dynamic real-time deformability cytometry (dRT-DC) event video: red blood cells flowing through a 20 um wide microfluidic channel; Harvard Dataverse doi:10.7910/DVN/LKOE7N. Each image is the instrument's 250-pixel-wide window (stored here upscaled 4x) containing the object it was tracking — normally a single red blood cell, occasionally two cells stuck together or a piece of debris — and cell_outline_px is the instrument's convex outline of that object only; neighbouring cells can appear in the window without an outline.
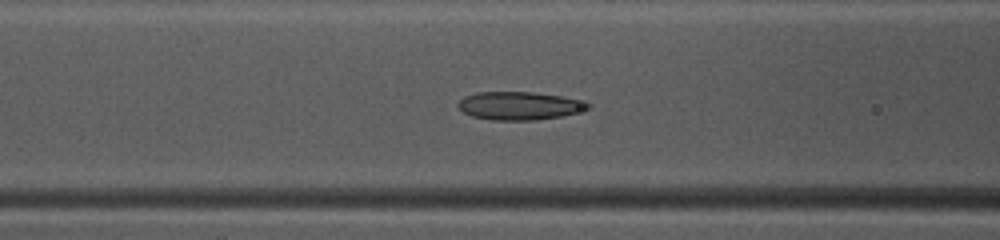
{"species": "common noctule bat (a hibernating species)", "species_latin": "Nyctalus noctula", "temperature_condition": "warm", "stored_images_in_passage": 38, "camera_frame_rate_fps": 3000, "um_per_image_px": 0.085, "animal": {"sex": "female", "body_mass_g": 10.0, "forearm_length_mm": 53.1}, "frame": {"image": 1, "passage_image": 9, "time_ms": 2.667, "image_size_px": [1000, 240], "cell_outline_px": [[592, 108], [560, 116], [536, 120], [492, 120], [472, 116], [464, 112], [456, 104], [464, 96], [476, 92], [532, 92], [560, 96], [592, 104]], "centroid_in_image_um": [44.11, 8.99], "position_along_channel_um": 122.5, "area_um2": 21.1}}
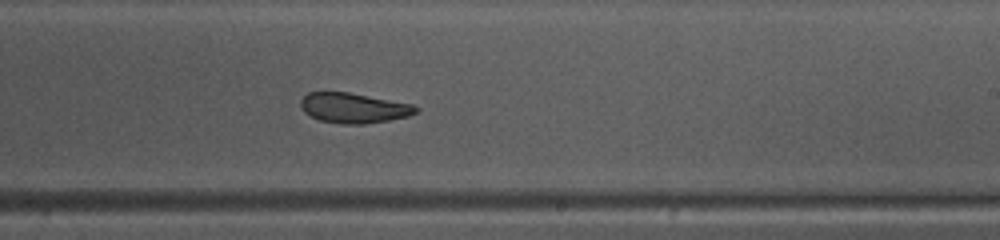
{"frame": {"image": 2, "passage_image": 19, "time_ms": 6.0, "image_size_px": [1000, 240], "cell_outline_px": [[420, 108], [416, 112], [408, 116], [388, 120], [364, 124], [344, 124], [320, 120], [304, 112], [300, 104], [300, 100], [308, 92], [348, 92], [412, 104]], "centroid_in_image_um": [30.05, 9.17], "position_along_channel_um": 258.9, "area_um2": 20.0}}
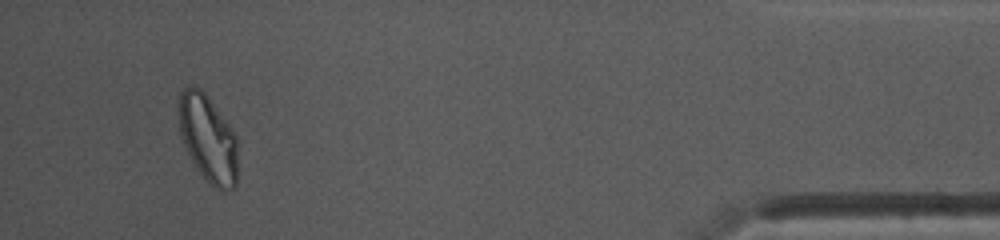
{"frame": {"image": 3, "passage_image": 35, "time_ms": 11.333, "image_size_px": [1000, 240], "cell_outline_px": [[236, 184], [232, 188], [224, 192], [208, 184], [196, 168], [180, 136], [180, 92], [184, 88], [192, 84], [200, 88], [208, 96], [232, 128], [236, 136]], "centroid_in_image_um": [17.69, 11.78], "position_along_channel_um": 417.5, "area_um2": 29.82}, "authors_computed_cell_mechanics": {"area_um2": 21.7906, "velocity_mm_per_s": 4.0929, "shape_relaxation_time_tau1_ms": 11.2235, "shape_relaxation_time_tau2_ms": 4.7348, "deformation_change_tau1": 0.228, "deformation_change_tau2": 0.0763}}